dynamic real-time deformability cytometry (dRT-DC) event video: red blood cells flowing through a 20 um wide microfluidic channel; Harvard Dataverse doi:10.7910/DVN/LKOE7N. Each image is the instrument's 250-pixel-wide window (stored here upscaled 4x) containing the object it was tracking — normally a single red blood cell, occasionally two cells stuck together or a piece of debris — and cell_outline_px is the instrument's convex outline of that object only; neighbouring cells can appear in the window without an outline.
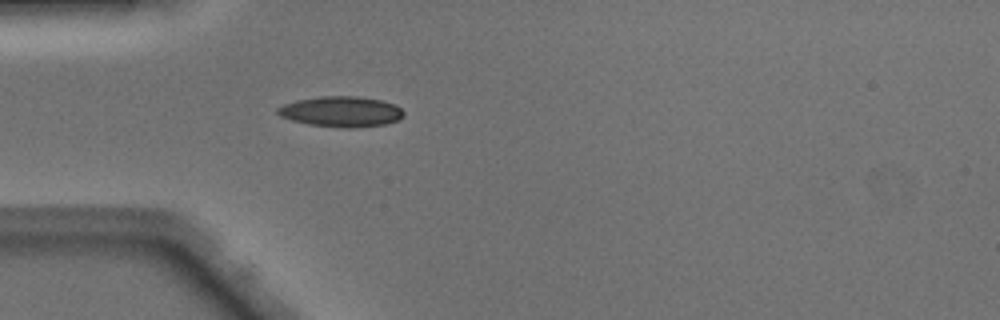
{"species": "Egyptian fruit bat (a non-hibernating species)", "species_latin": "Rousettus aegyptiacus", "temperature_condition": "warm", "stored_images_in_passage": 35, "camera_frame_rate_fps": 3000, "um_per_image_px": 0.085, "animal": {"sex": "male"}, "frame": {"image": 1, "passage_image": 5, "time_ms": 1.333, "image_size_px": [1000, 320], "cell_outline_px": [[404, 116], [400, 120], [384, 124], [352, 128], [344, 128], [308, 124], [292, 120], [280, 116], [276, 112], [276, 108], [284, 104], [296, 100], [320, 96], [360, 96], [380, 100], [396, 104], [404, 112]], "centroid_in_image_um": [29.01, 9.48], "position_along_channel_um": 56.0, "area_um2": 22.54}}
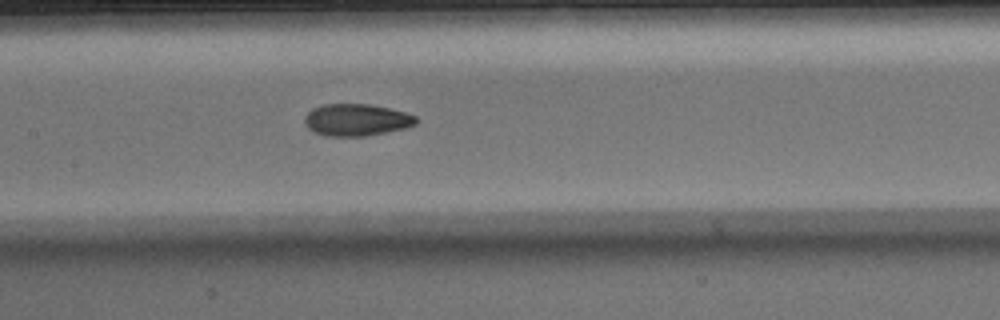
{"frame": {"image": 2, "passage_image": 14, "time_ms": 4.333, "image_size_px": [1000, 320], "cell_outline_px": [[420, 120], [416, 124], [408, 128], [388, 132], [364, 136], [328, 136], [312, 132], [304, 124], [304, 116], [312, 108], [324, 104], [368, 104], [388, 108], [404, 112], [416, 116]], "centroid_in_image_um": [30.3, 10.2], "position_along_channel_um": 177.1, "area_um2": 21.04}}
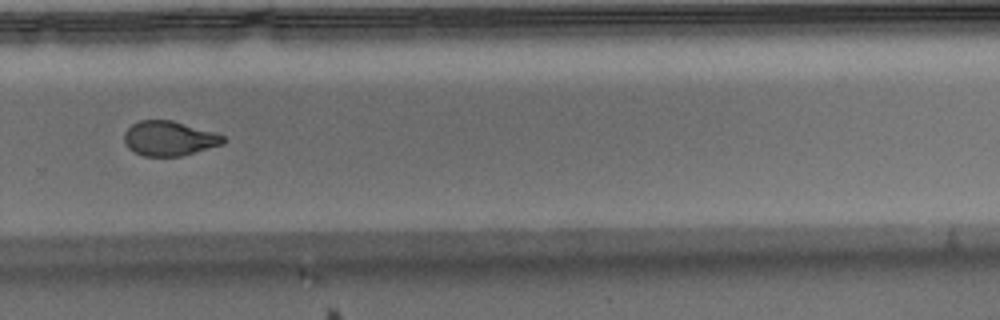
{"frame": {"image": 3, "passage_image": 24, "time_ms": 7.667, "image_size_px": [1000, 320], "cell_outline_px": [[224, 144], [180, 156], [144, 156], [128, 148], [124, 140], [124, 132], [132, 124], [140, 120], [172, 120], [216, 132], [224, 136]], "centroid_in_image_um": [14.39, 11.76], "position_along_channel_um": 315.4, "area_um2": 20.0}, "authors_computed_cell_mechanics": {"area_um2": 20.7502, "velocity_mm_per_s": 4.166, "shape_relaxation_time_tau1_ms": 6.9467, "shape_relaxation_time_tau2_ms": 1.5924, "deformation_change_tau1": 0.2174, "deformation_change_tau2": 0.0745}}